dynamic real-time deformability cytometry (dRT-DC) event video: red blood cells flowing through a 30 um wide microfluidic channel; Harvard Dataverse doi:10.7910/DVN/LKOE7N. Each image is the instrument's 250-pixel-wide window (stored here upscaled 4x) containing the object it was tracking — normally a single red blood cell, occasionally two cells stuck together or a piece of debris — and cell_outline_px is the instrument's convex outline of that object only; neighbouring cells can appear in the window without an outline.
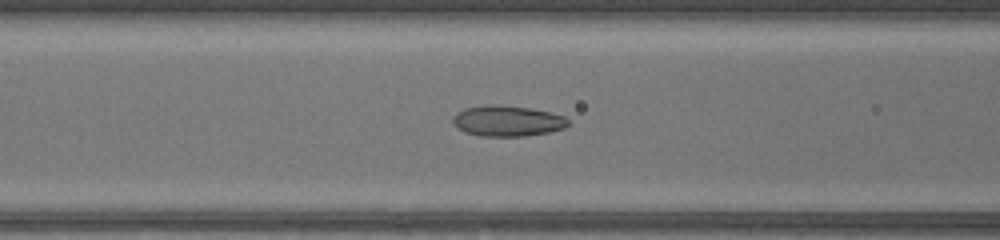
{"species": "common noctule bat (a hibernating species)", "species_latin": "Nyctalus noctula", "temperature_condition": "warm", "stored_images_in_passage": 46, "camera_frame_rate_fps": 3000, "um_per_image_px": 0.085, "animal": {"sex": "female", "body_mass_g": 17.0, "forearm_length_mm": 48.0}, "frame": {"image": 1, "passage_image": 20, "time_ms": 6.333, "image_size_px": [1000, 240], "cell_outline_px": [[568, 124], [564, 128], [548, 132], [524, 136], [480, 136], [464, 132], [456, 128], [452, 120], [452, 116], [456, 112], [464, 108], [488, 104], [492, 104], [532, 108], [564, 116], [568, 120]], "centroid_in_image_um": [43.07, 10.27], "position_along_channel_um": 123.5, "area_um2": 20.75}}
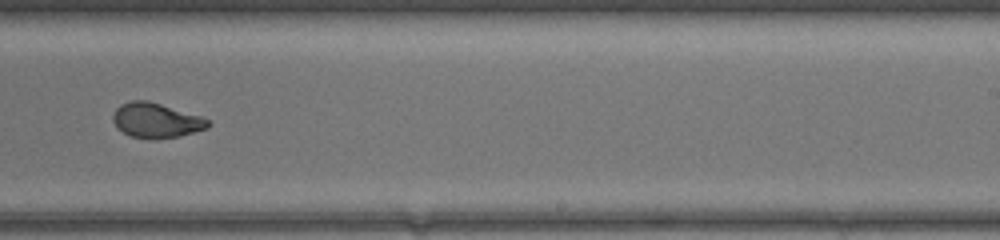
{"frame": {"image": 2, "passage_image": 30, "time_ms": 9.667, "image_size_px": [1000, 240], "cell_outline_px": [[212, 124], [208, 128], [180, 136], [152, 140], [148, 140], [132, 136], [116, 128], [112, 120], [112, 112], [120, 104], [132, 100], [148, 100], [200, 116], [208, 120]], "centroid_in_image_um": [13.24, 10.24], "position_along_channel_um": 275.8, "area_um2": 19.54}}
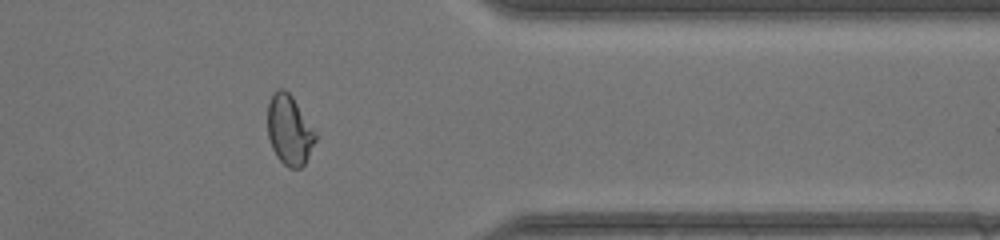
{"frame": {"image": 3, "passage_image": 38, "time_ms": 12.333, "image_size_px": [1000, 240], "cell_outline_px": [[316, 140], [304, 164], [300, 168], [288, 168], [276, 156], [272, 148], [268, 136], [268, 104], [276, 88], [284, 88], [292, 96], [312, 128], [316, 136]], "centroid_in_image_um": [24.57, 11.06], "position_along_channel_um": 386.8, "area_um2": 19.13}}